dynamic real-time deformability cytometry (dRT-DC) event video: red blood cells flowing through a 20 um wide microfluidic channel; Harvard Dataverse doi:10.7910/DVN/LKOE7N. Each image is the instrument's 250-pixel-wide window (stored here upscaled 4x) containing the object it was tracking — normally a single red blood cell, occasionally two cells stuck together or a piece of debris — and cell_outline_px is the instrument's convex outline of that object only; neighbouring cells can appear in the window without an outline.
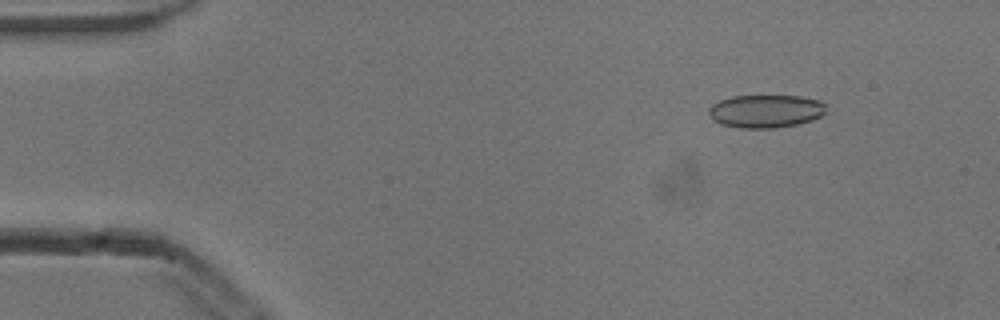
{"species": "common noctule bat (a hibernating species)", "species_latin": "Nyctalus noctula", "temperature_condition": "cold", "stored_images_in_passage": 5, "camera_frame_rate_fps": 3000, "um_per_image_px": 0.085, "animal": {"sex": "male", "body_mass_g": 13.3}, "frame": {"image": 1, "passage_image": 2, "time_ms": 0.333, "image_size_px": [1000, 320], "cell_outline_px": [[824, 112], [820, 116], [812, 120], [796, 124], [776, 128], [740, 128], [720, 124], [712, 120], [708, 116], [708, 108], [712, 104], [720, 100], [732, 96], [800, 96], [820, 100], [824, 104]], "centroid_in_image_um": [65.02, 9.45], "position_along_channel_um": 20.0, "area_um2": 22.66}}
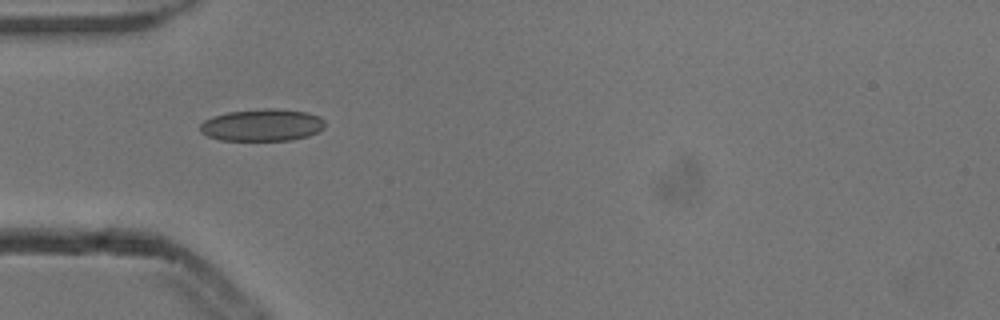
{"frame": {"image": 2, "passage_image": 5, "time_ms": 1.333, "image_size_px": [1000, 320], "cell_outline_px": [[324, 128], [308, 136], [292, 140], [220, 140], [208, 136], [200, 132], [200, 124], [204, 120], [212, 116], [228, 112], [264, 108], [272, 108], [308, 112], [320, 116], [324, 120]], "centroid_in_image_um": [22.28, 10.62], "position_along_channel_um": 62.7, "area_um2": 23.47}}